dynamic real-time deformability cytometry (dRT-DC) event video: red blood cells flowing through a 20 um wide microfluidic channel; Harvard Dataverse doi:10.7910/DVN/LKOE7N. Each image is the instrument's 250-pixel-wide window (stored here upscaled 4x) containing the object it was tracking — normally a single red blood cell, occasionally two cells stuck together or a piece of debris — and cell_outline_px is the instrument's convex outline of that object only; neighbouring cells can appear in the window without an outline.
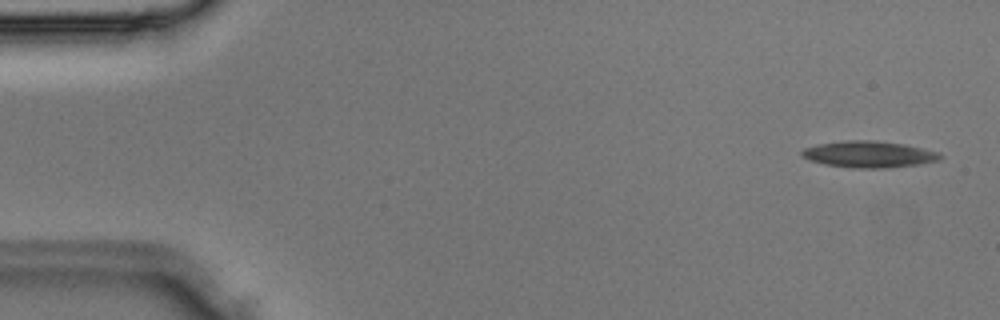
{"species": "Egyptian fruit bat (a non-hibernating species)", "species_latin": "Rousettus aegyptiacus", "temperature_condition": "room temperature", "stored_images_in_passage": 4, "camera_frame_rate_fps": 3000, "um_per_image_px": 0.085, "animal": {"sex": "male"}, "frame": {"image": 1, "passage_image": 1, "time_ms": 0.0, "image_size_px": [1000, 320], "cell_outline_px": [[944, 156], [940, 160], [916, 164], [880, 168], [860, 168], [828, 164], [812, 160], [804, 156], [800, 152], [804, 148], [816, 144], [848, 140], [872, 140], [904, 144], [940, 152]], "centroid_in_image_um": [73.9, 13.09], "position_along_channel_um": 11.1, "area_um2": 20.92}}